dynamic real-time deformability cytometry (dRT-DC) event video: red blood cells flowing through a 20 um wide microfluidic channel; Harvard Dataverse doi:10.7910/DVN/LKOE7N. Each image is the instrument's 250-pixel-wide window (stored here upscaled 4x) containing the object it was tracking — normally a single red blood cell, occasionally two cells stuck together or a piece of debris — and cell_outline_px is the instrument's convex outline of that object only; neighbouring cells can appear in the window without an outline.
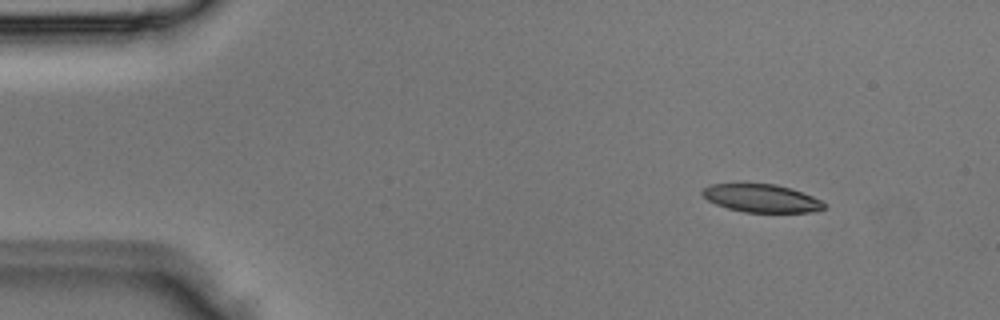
{"species": "Egyptian fruit bat (a non-hibernating species)", "species_latin": "Rousettus aegyptiacus", "temperature_condition": "room temperature", "stored_images_in_passage": 4, "camera_frame_rate_fps": 3000, "um_per_image_px": 0.085, "animal": {"sex": "male"}, "frame": {"image": 1, "passage_image": 2, "time_ms": 0.333, "image_size_px": [1000, 320], "cell_outline_px": [[824, 208], [808, 212], [744, 212], [728, 208], [716, 204], [708, 200], [700, 192], [704, 188], [712, 184], [776, 184], [792, 188], [812, 196], [820, 200], [824, 204]], "centroid_in_image_um": [64.71, 16.85], "position_along_channel_um": 20.3, "area_um2": 19.59}}
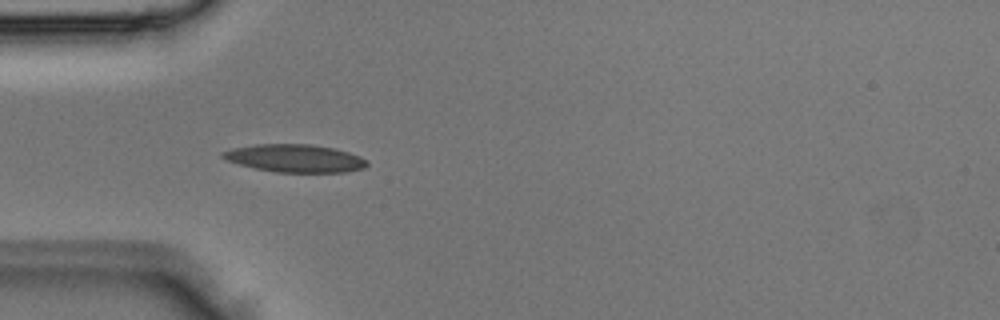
{"frame": {"image": 2, "passage_image": 4, "time_ms": 1.0, "image_size_px": [1000, 320], "cell_outline_px": [[368, 164], [364, 168], [344, 172], [276, 172], [256, 168], [240, 164], [228, 160], [220, 156], [220, 152], [232, 148], [256, 144], [312, 144], [332, 148], [348, 152], [360, 156], [368, 160]], "centroid_in_image_um": [25.08, 13.45], "position_along_channel_um": 59.9, "area_um2": 23.29}}